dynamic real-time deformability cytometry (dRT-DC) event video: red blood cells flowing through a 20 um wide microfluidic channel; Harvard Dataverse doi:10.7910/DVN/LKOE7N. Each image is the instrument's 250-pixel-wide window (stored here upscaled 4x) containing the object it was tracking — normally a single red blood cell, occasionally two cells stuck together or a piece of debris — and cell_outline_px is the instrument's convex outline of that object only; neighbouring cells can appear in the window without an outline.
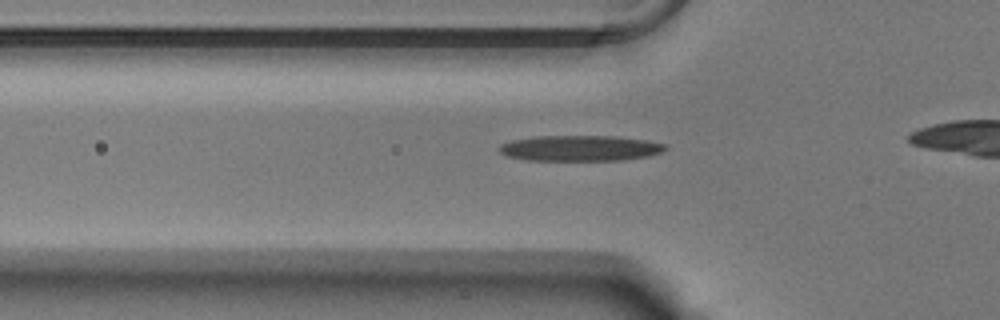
{"species": "Egyptian fruit bat (a non-hibernating species)", "species_latin": "Rousettus aegyptiacus", "temperature_condition": "warm", "stored_images_in_passage": 39, "camera_frame_rate_fps": 3000, "um_per_image_px": 0.085, "animal": {"sex": "male"}, "frame": {"image": 1, "passage_image": 13, "time_ms": 4.0, "image_size_px": [1000, 320], "cell_outline_px": [[668, 148], [660, 152], [648, 156], [624, 160], [528, 160], [508, 156], [500, 152], [500, 144], [512, 140], [536, 136], [612, 136], [644, 140], [664, 144]], "centroid_in_image_um": [49.29, 12.6], "position_along_channel_um": 76.5, "area_um2": 24.57}}
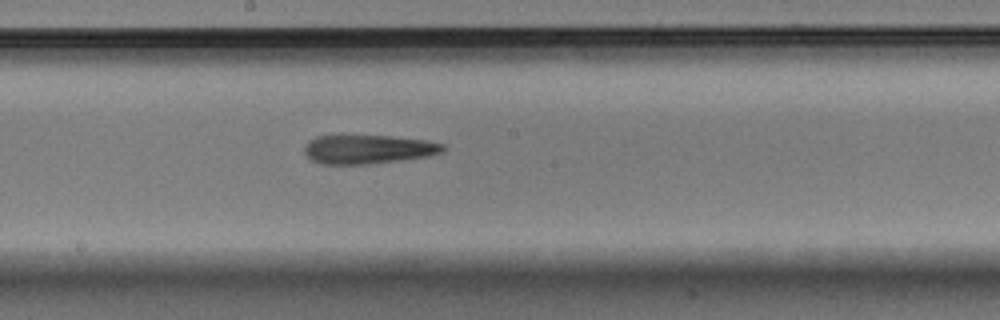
{"frame": {"image": 2, "passage_image": 24, "time_ms": 7.667, "image_size_px": [1000, 320], "cell_outline_px": [[444, 148], [440, 152], [428, 156], [400, 160], [368, 164], [320, 164], [308, 160], [304, 152], [304, 148], [308, 140], [316, 136], [388, 136], [424, 140], [444, 144]], "centroid_in_image_um": [31.2, 12.7], "position_along_channel_um": 217.0, "area_um2": 23.24}}
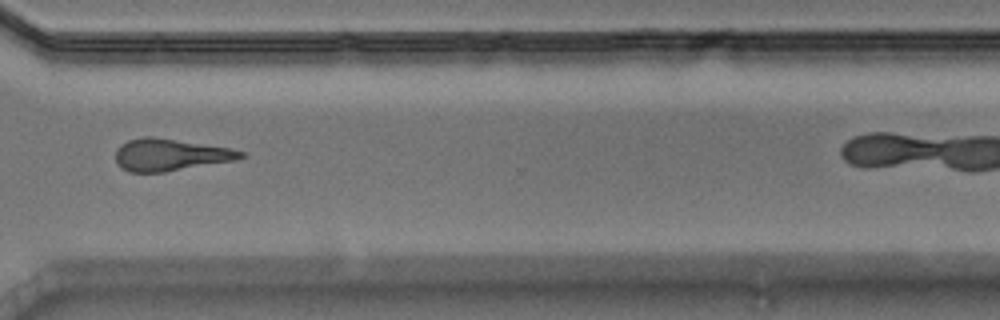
{"frame": {"image": 3, "passage_image": 35, "time_ms": 11.333, "image_size_px": [1000, 320], "cell_outline_px": [[244, 156], [232, 160], [164, 172], [128, 172], [120, 168], [116, 164], [116, 152], [120, 144], [128, 140], [144, 136], [152, 136], [232, 148], [244, 152]], "centroid_in_image_um": [14.4, 13.15], "position_along_channel_um": 356.2, "area_um2": 23.24}}